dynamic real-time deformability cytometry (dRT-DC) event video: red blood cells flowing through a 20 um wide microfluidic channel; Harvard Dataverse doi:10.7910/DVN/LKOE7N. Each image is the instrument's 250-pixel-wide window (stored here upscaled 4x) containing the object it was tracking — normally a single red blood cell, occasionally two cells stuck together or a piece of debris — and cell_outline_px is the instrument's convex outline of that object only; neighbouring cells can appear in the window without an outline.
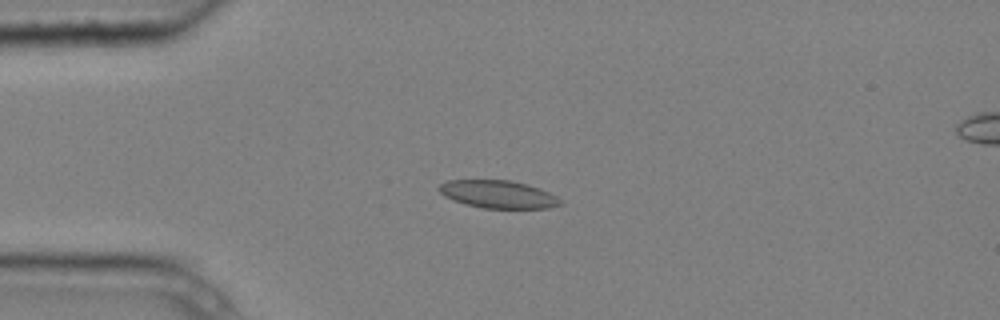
{"species": "common noctule bat (a hibernating species)", "species_latin": "Nyctalus noctula", "temperature_condition": "cold", "stored_images_in_passage": 13, "camera_frame_rate_fps": 3000, "um_per_image_px": 0.085, "animal": {"sex": "male", "body_mass_g": 20.4}, "frame": {"image": 1, "passage_image": 3, "time_ms": 0.667, "image_size_px": [1000, 320], "cell_outline_px": [[564, 204], [548, 208], [484, 208], [452, 200], [444, 196], [436, 188], [440, 184], [448, 180], [512, 180], [528, 184], [540, 188], [556, 196]], "centroid_in_image_um": [42.34, 16.5], "position_along_channel_um": 42.7, "area_um2": 19.65}}
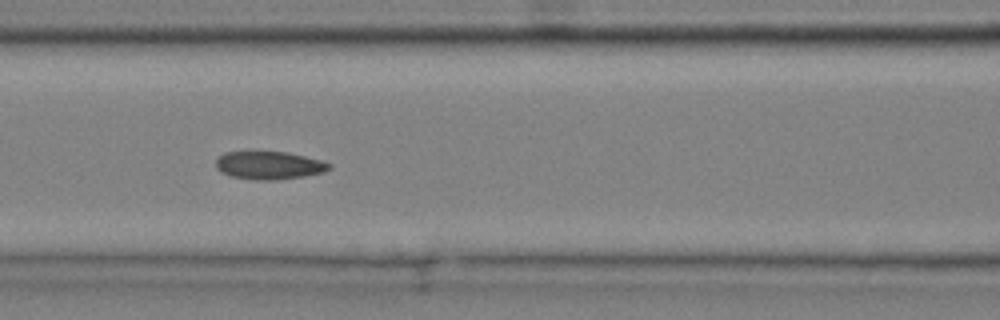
{"frame": {"image": 2, "passage_image": 6, "time_ms": 1.667, "image_size_px": [1000, 320], "cell_outline_px": [[332, 168], [324, 172], [304, 176], [276, 180], [256, 180], [232, 176], [220, 172], [216, 168], [216, 160], [224, 152], [252, 148], [288, 152], [320, 160], [332, 164]], "centroid_in_image_um": [22.83, 14.0], "position_along_channel_um": 143.8, "area_um2": 19.36}}
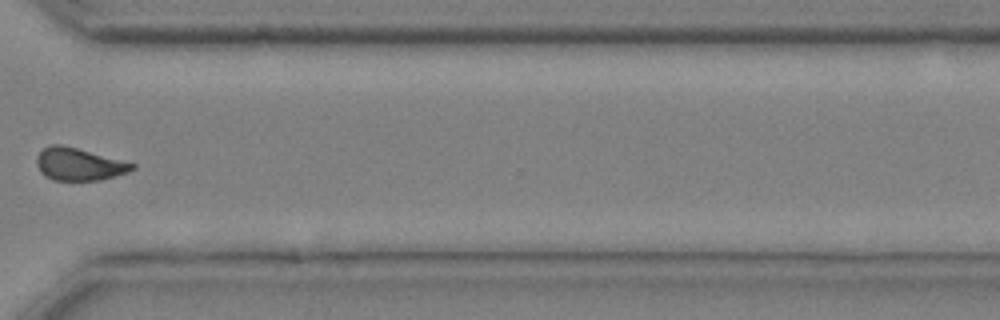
{"frame": {"image": 3, "passage_image": 11, "time_ms": 3.333, "image_size_px": [1000, 320], "cell_outline_px": [[136, 168], [128, 172], [100, 180], [52, 180], [44, 176], [40, 172], [36, 164], [36, 156], [48, 144], [60, 144], [76, 148], [136, 164]], "centroid_in_image_um": [6.67, 13.96], "position_along_channel_um": 363.9, "area_um2": 18.03}}